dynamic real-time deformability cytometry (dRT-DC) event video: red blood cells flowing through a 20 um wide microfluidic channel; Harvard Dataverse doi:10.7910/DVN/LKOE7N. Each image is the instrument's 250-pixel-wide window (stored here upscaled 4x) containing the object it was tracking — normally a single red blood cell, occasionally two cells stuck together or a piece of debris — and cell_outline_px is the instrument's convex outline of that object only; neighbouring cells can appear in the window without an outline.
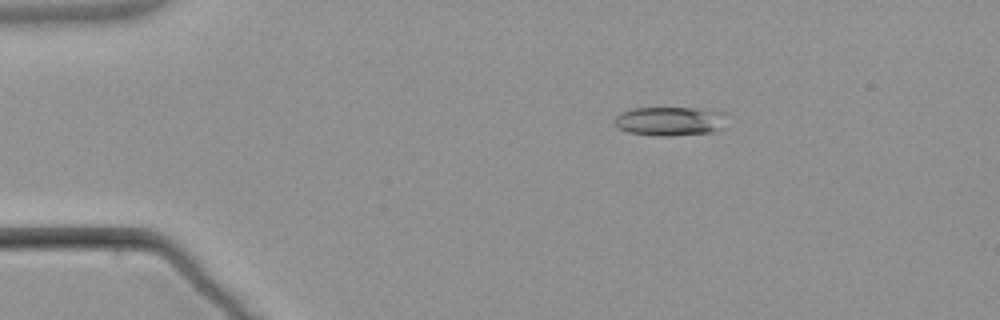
{"species": "common noctule bat (a hibernating species)", "species_latin": "Nyctalus noctula", "temperature_condition": "warm", "stored_images_in_passage": 4, "camera_frame_rate_fps": 3000, "um_per_image_px": 0.085, "animal": {"sex": "male", "body_mass_g": 21.5, "forearm_length_mm": 52.0}, "frame": {"image": 1, "passage_image": 3, "time_ms": 2.667, "image_size_px": [1000, 320], "cell_outline_px": [[728, 112], [724, 128], [712, 132], [672, 136], [656, 136], [628, 132], [620, 128], [612, 120], [620, 112], [632, 108], [696, 108]], "centroid_in_image_um": [57.0, 10.29], "position_along_channel_um": 28.0, "area_um2": 19.36}}